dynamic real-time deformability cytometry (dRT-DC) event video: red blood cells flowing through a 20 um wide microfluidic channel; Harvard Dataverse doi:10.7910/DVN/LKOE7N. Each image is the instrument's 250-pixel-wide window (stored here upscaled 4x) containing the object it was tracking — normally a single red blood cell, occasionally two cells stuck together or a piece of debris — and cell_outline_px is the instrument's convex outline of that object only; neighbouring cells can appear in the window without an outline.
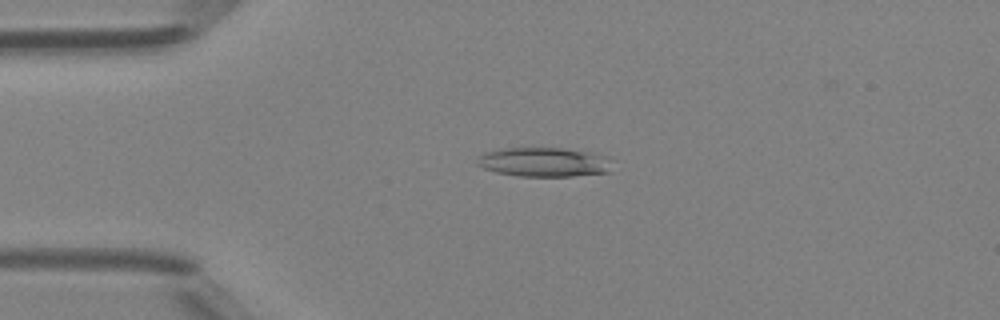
{"species": "Egyptian fruit bat (a non-hibernating species)", "species_latin": "Rousettus aegyptiacus", "temperature_condition": "room temperature", "stored_images_in_passage": 49, "camera_frame_rate_fps": 3000, "um_per_image_px": 0.085, "animal": {"sex": "female"}, "frame": {"image": 1, "passage_image": 12, "time_ms": 3.667, "image_size_px": [1000, 320], "cell_outline_px": [[612, 156], [608, 172], [572, 176], [516, 176], [496, 172], [484, 168], [476, 164], [476, 160], [484, 152], [504, 148], [564, 148]], "centroid_in_image_um": [46.24, 13.77], "position_along_channel_um": 38.8, "area_um2": 23.12}}
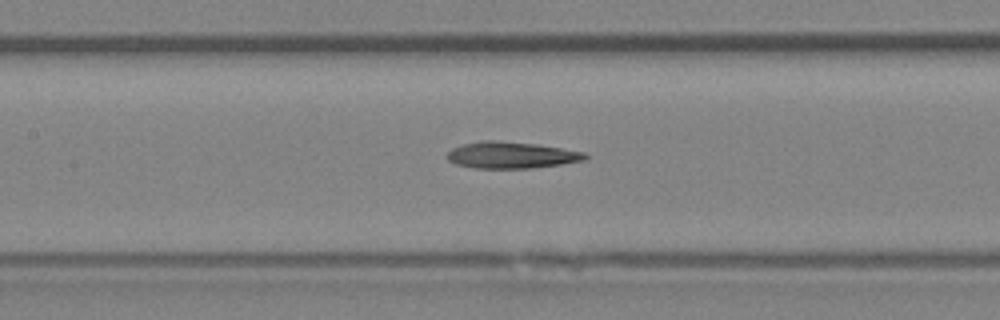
{"frame": {"image": 2, "passage_image": 23, "time_ms": 7.333, "image_size_px": [1000, 320], "cell_outline_px": [[588, 160], [532, 168], [476, 168], [456, 164], [448, 160], [448, 152], [452, 148], [464, 144], [480, 140], [496, 140], [536, 144], [584, 152], [588, 156]], "centroid_in_image_um": [43.47, 13.18], "position_along_channel_um": 163.9, "area_um2": 21.27}}
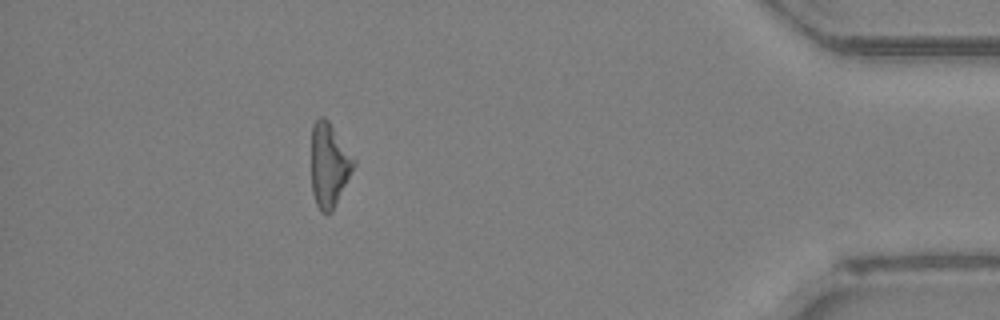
{"frame": {"image": 3, "passage_image": 44, "time_ms": 14.333, "image_size_px": [1000, 320], "cell_outline_px": [[356, 164], [332, 212], [320, 212], [316, 204], [312, 192], [312, 124], [320, 116], [324, 116], [328, 120], [356, 160]], "centroid_in_image_um": [27.98, 14.02], "position_along_channel_um": 407.2, "area_um2": 20.69}, "authors_computed_cell_mechanics": {"area_um2": 21.8484, "velocity_mm_per_s": 4.2467, "shape_relaxation_time_tau1_ms": null, "shape_relaxation_time_tau2_ms": 11.0333, "deformation_change_tau1": null, "deformation_change_tau2": 0.2956}}